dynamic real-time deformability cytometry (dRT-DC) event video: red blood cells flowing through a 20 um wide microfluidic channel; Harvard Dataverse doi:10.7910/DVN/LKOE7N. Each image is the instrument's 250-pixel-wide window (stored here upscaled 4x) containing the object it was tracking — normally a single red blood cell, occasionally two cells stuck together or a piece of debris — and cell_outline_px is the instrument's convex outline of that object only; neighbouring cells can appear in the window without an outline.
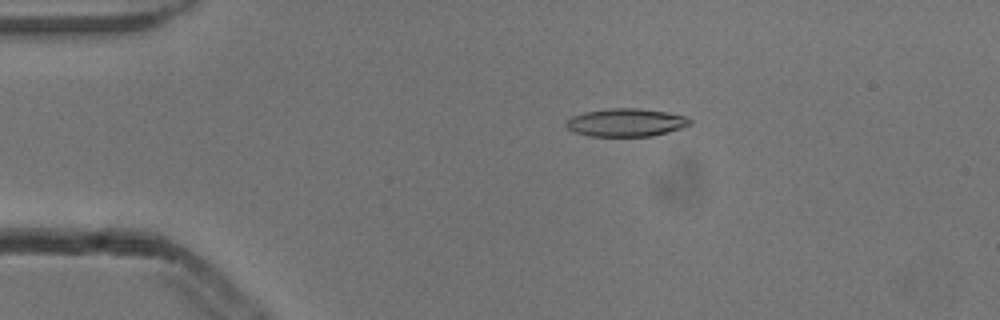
{"species": "common noctule bat (a hibernating species)", "species_latin": "Nyctalus noctula", "temperature_condition": "cold", "stored_images_in_passage": 5, "camera_frame_rate_fps": 3000, "um_per_image_px": 0.085, "animal": {"sex": "male", "body_mass_g": 13.3}, "frame": {"image": 1, "passage_image": 2, "time_ms": 0.333, "image_size_px": [1000, 320], "cell_outline_px": [[692, 124], [668, 132], [652, 136], [588, 136], [572, 132], [564, 124], [564, 120], [572, 116], [584, 112], [612, 108], [636, 108], [664, 112], [684, 116], [692, 120]], "centroid_in_image_um": [53.15, 10.42], "position_along_channel_um": 31.8, "area_um2": 20.23}}
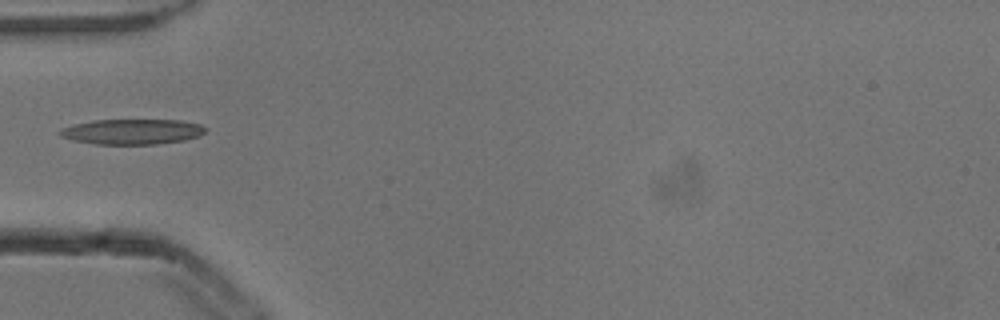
{"frame": {"image": 2, "passage_image": 4, "time_ms": 1.0, "image_size_px": [1000, 320], "cell_outline_px": [[208, 128], [200, 136], [184, 140], [156, 144], [96, 144], [76, 140], [60, 136], [60, 132], [64, 128], [76, 124], [92, 120], [180, 120], [200, 124]], "centroid_in_image_um": [11.31, 11.19], "position_along_channel_um": 73.7, "area_um2": 21.21}}
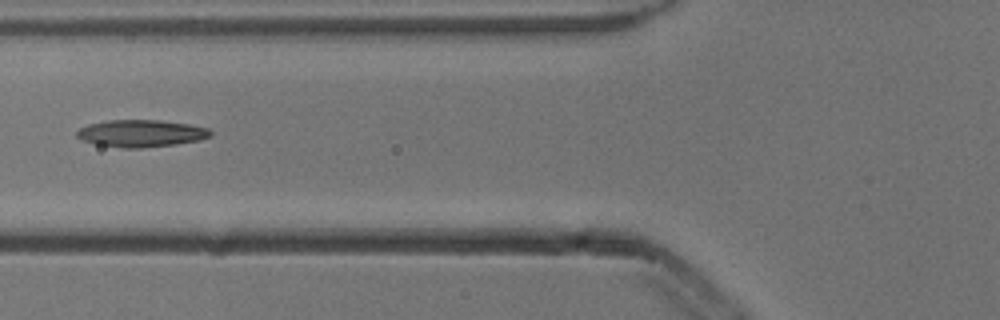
{"frame": {"image": 3, "passage_image": 5, "time_ms": 1.333, "image_size_px": [1000, 320], "cell_outline_px": [[212, 136], [200, 140], [176, 144], [140, 148], [124, 148], [96, 144], [80, 140], [76, 136], [76, 132], [80, 128], [88, 124], [108, 120], [160, 120], [188, 124], [208, 128], [212, 132]], "centroid_in_image_um": [11.98, 11.33], "position_along_channel_um": 113.8, "area_um2": 21.21}}